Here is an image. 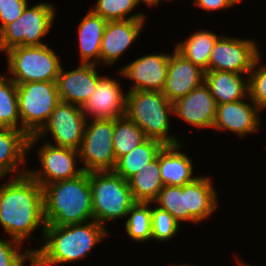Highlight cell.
<instances>
[{
  "label": "cell",
  "mask_w": 266,
  "mask_h": 266,
  "mask_svg": "<svg viewBox=\"0 0 266 266\" xmlns=\"http://www.w3.org/2000/svg\"><path fill=\"white\" fill-rule=\"evenodd\" d=\"M239 0H194L193 4L203 10L213 11L232 7Z\"/></svg>",
  "instance_id": "cell-37"
},
{
  "label": "cell",
  "mask_w": 266,
  "mask_h": 266,
  "mask_svg": "<svg viewBox=\"0 0 266 266\" xmlns=\"http://www.w3.org/2000/svg\"><path fill=\"white\" fill-rule=\"evenodd\" d=\"M183 143L165 145L159 153V166L163 185L183 186L193 182V164L186 153L179 149Z\"/></svg>",
  "instance_id": "cell-21"
},
{
  "label": "cell",
  "mask_w": 266,
  "mask_h": 266,
  "mask_svg": "<svg viewBox=\"0 0 266 266\" xmlns=\"http://www.w3.org/2000/svg\"><path fill=\"white\" fill-rule=\"evenodd\" d=\"M46 225L64 226L94 220L89 173L43 187Z\"/></svg>",
  "instance_id": "cell-3"
},
{
  "label": "cell",
  "mask_w": 266,
  "mask_h": 266,
  "mask_svg": "<svg viewBox=\"0 0 266 266\" xmlns=\"http://www.w3.org/2000/svg\"><path fill=\"white\" fill-rule=\"evenodd\" d=\"M95 220L64 226L46 225L43 246L33 250V266H51L78 261L108 236Z\"/></svg>",
  "instance_id": "cell-2"
},
{
  "label": "cell",
  "mask_w": 266,
  "mask_h": 266,
  "mask_svg": "<svg viewBox=\"0 0 266 266\" xmlns=\"http://www.w3.org/2000/svg\"><path fill=\"white\" fill-rule=\"evenodd\" d=\"M217 193L207 176L197 177L186 184V201L189 209V221L199 223L208 219L217 208Z\"/></svg>",
  "instance_id": "cell-23"
},
{
  "label": "cell",
  "mask_w": 266,
  "mask_h": 266,
  "mask_svg": "<svg viewBox=\"0 0 266 266\" xmlns=\"http://www.w3.org/2000/svg\"><path fill=\"white\" fill-rule=\"evenodd\" d=\"M152 202H136L128 211L126 232L136 242H145L152 238L151 205Z\"/></svg>",
  "instance_id": "cell-30"
},
{
  "label": "cell",
  "mask_w": 266,
  "mask_h": 266,
  "mask_svg": "<svg viewBox=\"0 0 266 266\" xmlns=\"http://www.w3.org/2000/svg\"><path fill=\"white\" fill-rule=\"evenodd\" d=\"M106 23L104 18L91 10L79 23L77 31L81 64H100L98 61H100L101 41Z\"/></svg>",
  "instance_id": "cell-24"
},
{
  "label": "cell",
  "mask_w": 266,
  "mask_h": 266,
  "mask_svg": "<svg viewBox=\"0 0 266 266\" xmlns=\"http://www.w3.org/2000/svg\"><path fill=\"white\" fill-rule=\"evenodd\" d=\"M216 109V100L205 82L173 102V115L197 128H213Z\"/></svg>",
  "instance_id": "cell-17"
},
{
  "label": "cell",
  "mask_w": 266,
  "mask_h": 266,
  "mask_svg": "<svg viewBox=\"0 0 266 266\" xmlns=\"http://www.w3.org/2000/svg\"><path fill=\"white\" fill-rule=\"evenodd\" d=\"M22 243L11 239H0V266H24L25 261H30V266H33V250L26 249L20 253Z\"/></svg>",
  "instance_id": "cell-35"
},
{
  "label": "cell",
  "mask_w": 266,
  "mask_h": 266,
  "mask_svg": "<svg viewBox=\"0 0 266 266\" xmlns=\"http://www.w3.org/2000/svg\"><path fill=\"white\" fill-rule=\"evenodd\" d=\"M260 58L261 55L255 60L249 73L248 87L249 97L260 110H263L266 109V65L259 63Z\"/></svg>",
  "instance_id": "cell-34"
},
{
  "label": "cell",
  "mask_w": 266,
  "mask_h": 266,
  "mask_svg": "<svg viewBox=\"0 0 266 266\" xmlns=\"http://www.w3.org/2000/svg\"><path fill=\"white\" fill-rule=\"evenodd\" d=\"M249 99V100H248ZM250 103L244 99L217 105L213 128L216 131L228 130L237 133L240 138L248 133H255L260 125V109L248 96Z\"/></svg>",
  "instance_id": "cell-18"
},
{
  "label": "cell",
  "mask_w": 266,
  "mask_h": 266,
  "mask_svg": "<svg viewBox=\"0 0 266 266\" xmlns=\"http://www.w3.org/2000/svg\"><path fill=\"white\" fill-rule=\"evenodd\" d=\"M21 131L36 135L48 122L60 102L56 82H28L16 85Z\"/></svg>",
  "instance_id": "cell-7"
},
{
  "label": "cell",
  "mask_w": 266,
  "mask_h": 266,
  "mask_svg": "<svg viewBox=\"0 0 266 266\" xmlns=\"http://www.w3.org/2000/svg\"><path fill=\"white\" fill-rule=\"evenodd\" d=\"M90 122H86L79 148L82 169L87 173L114 171L117 163L112 140L114 119H93Z\"/></svg>",
  "instance_id": "cell-9"
},
{
  "label": "cell",
  "mask_w": 266,
  "mask_h": 266,
  "mask_svg": "<svg viewBox=\"0 0 266 266\" xmlns=\"http://www.w3.org/2000/svg\"><path fill=\"white\" fill-rule=\"evenodd\" d=\"M220 36L206 30H199L191 34L188 39L176 44L175 49L205 72L215 42Z\"/></svg>",
  "instance_id": "cell-27"
},
{
  "label": "cell",
  "mask_w": 266,
  "mask_h": 266,
  "mask_svg": "<svg viewBox=\"0 0 266 266\" xmlns=\"http://www.w3.org/2000/svg\"><path fill=\"white\" fill-rule=\"evenodd\" d=\"M169 212L179 223L189 222V209L186 201V184L183 186L164 185L152 202Z\"/></svg>",
  "instance_id": "cell-31"
},
{
  "label": "cell",
  "mask_w": 266,
  "mask_h": 266,
  "mask_svg": "<svg viewBox=\"0 0 266 266\" xmlns=\"http://www.w3.org/2000/svg\"><path fill=\"white\" fill-rule=\"evenodd\" d=\"M41 170H30L27 173L43 188L47 184L75 178L84 171L76 168V160L80 159L79 150L58 147L51 143L41 145L39 151Z\"/></svg>",
  "instance_id": "cell-12"
},
{
  "label": "cell",
  "mask_w": 266,
  "mask_h": 266,
  "mask_svg": "<svg viewBox=\"0 0 266 266\" xmlns=\"http://www.w3.org/2000/svg\"><path fill=\"white\" fill-rule=\"evenodd\" d=\"M129 188L136 202H153L163 188L161 179L159 154L128 179Z\"/></svg>",
  "instance_id": "cell-25"
},
{
  "label": "cell",
  "mask_w": 266,
  "mask_h": 266,
  "mask_svg": "<svg viewBox=\"0 0 266 266\" xmlns=\"http://www.w3.org/2000/svg\"><path fill=\"white\" fill-rule=\"evenodd\" d=\"M126 98L127 94H123L120 82L102 76L95 91L81 109L87 120L88 116H93V119H116L125 115Z\"/></svg>",
  "instance_id": "cell-14"
},
{
  "label": "cell",
  "mask_w": 266,
  "mask_h": 266,
  "mask_svg": "<svg viewBox=\"0 0 266 266\" xmlns=\"http://www.w3.org/2000/svg\"><path fill=\"white\" fill-rule=\"evenodd\" d=\"M260 51L253 40L221 36L211 51L208 71L249 74Z\"/></svg>",
  "instance_id": "cell-11"
},
{
  "label": "cell",
  "mask_w": 266,
  "mask_h": 266,
  "mask_svg": "<svg viewBox=\"0 0 266 266\" xmlns=\"http://www.w3.org/2000/svg\"><path fill=\"white\" fill-rule=\"evenodd\" d=\"M237 263H239V264H238L239 266H251V265H249V264H244V263L241 262V261H240V262H237Z\"/></svg>",
  "instance_id": "cell-39"
},
{
  "label": "cell",
  "mask_w": 266,
  "mask_h": 266,
  "mask_svg": "<svg viewBox=\"0 0 266 266\" xmlns=\"http://www.w3.org/2000/svg\"><path fill=\"white\" fill-rule=\"evenodd\" d=\"M0 127L21 130L16 84L2 74H0Z\"/></svg>",
  "instance_id": "cell-29"
},
{
  "label": "cell",
  "mask_w": 266,
  "mask_h": 266,
  "mask_svg": "<svg viewBox=\"0 0 266 266\" xmlns=\"http://www.w3.org/2000/svg\"><path fill=\"white\" fill-rule=\"evenodd\" d=\"M145 20L107 21L100 48V62L114 64L137 40Z\"/></svg>",
  "instance_id": "cell-19"
},
{
  "label": "cell",
  "mask_w": 266,
  "mask_h": 266,
  "mask_svg": "<svg viewBox=\"0 0 266 266\" xmlns=\"http://www.w3.org/2000/svg\"><path fill=\"white\" fill-rule=\"evenodd\" d=\"M93 64H80L74 70L61 68L57 77V89L60 101L82 107L95 91L101 78Z\"/></svg>",
  "instance_id": "cell-16"
},
{
  "label": "cell",
  "mask_w": 266,
  "mask_h": 266,
  "mask_svg": "<svg viewBox=\"0 0 266 266\" xmlns=\"http://www.w3.org/2000/svg\"><path fill=\"white\" fill-rule=\"evenodd\" d=\"M137 6V0H97L91 11L106 21L146 20L140 12L126 18Z\"/></svg>",
  "instance_id": "cell-32"
},
{
  "label": "cell",
  "mask_w": 266,
  "mask_h": 266,
  "mask_svg": "<svg viewBox=\"0 0 266 266\" xmlns=\"http://www.w3.org/2000/svg\"><path fill=\"white\" fill-rule=\"evenodd\" d=\"M165 146L159 140L148 138L142 144L136 146L131 152L117 160L114 172L125 180L140 171L146 164L155 160Z\"/></svg>",
  "instance_id": "cell-26"
},
{
  "label": "cell",
  "mask_w": 266,
  "mask_h": 266,
  "mask_svg": "<svg viewBox=\"0 0 266 266\" xmlns=\"http://www.w3.org/2000/svg\"><path fill=\"white\" fill-rule=\"evenodd\" d=\"M86 122H89L80 106L60 101L52 111L48 122L28 139V150L39 142L42 136L52 134L55 145L79 150L84 136ZM46 133V134H45Z\"/></svg>",
  "instance_id": "cell-10"
},
{
  "label": "cell",
  "mask_w": 266,
  "mask_h": 266,
  "mask_svg": "<svg viewBox=\"0 0 266 266\" xmlns=\"http://www.w3.org/2000/svg\"><path fill=\"white\" fill-rule=\"evenodd\" d=\"M171 266H191V265H189V264H183V265L180 264V265H176V264H175V265H171Z\"/></svg>",
  "instance_id": "cell-40"
},
{
  "label": "cell",
  "mask_w": 266,
  "mask_h": 266,
  "mask_svg": "<svg viewBox=\"0 0 266 266\" xmlns=\"http://www.w3.org/2000/svg\"><path fill=\"white\" fill-rule=\"evenodd\" d=\"M173 115V103L162 92L128 91L125 115L138 125L148 138L165 145L180 144L176 136L168 135L169 114Z\"/></svg>",
  "instance_id": "cell-4"
},
{
  "label": "cell",
  "mask_w": 266,
  "mask_h": 266,
  "mask_svg": "<svg viewBox=\"0 0 266 266\" xmlns=\"http://www.w3.org/2000/svg\"><path fill=\"white\" fill-rule=\"evenodd\" d=\"M92 192L94 220L104 226V222L127 216L136 203L128 180L114 171L89 172Z\"/></svg>",
  "instance_id": "cell-5"
},
{
  "label": "cell",
  "mask_w": 266,
  "mask_h": 266,
  "mask_svg": "<svg viewBox=\"0 0 266 266\" xmlns=\"http://www.w3.org/2000/svg\"><path fill=\"white\" fill-rule=\"evenodd\" d=\"M28 139L24 131L0 127V179L11 173H16V177L27 174L28 170H19L18 166L25 163V157L30 152Z\"/></svg>",
  "instance_id": "cell-20"
},
{
  "label": "cell",
  "mask_w": 266,
  "mask_h": 266,
  "mask_svg": "<svg viewBox=\"0 0 266 266\" xmlns=\"http://www.w3.org/2000/svg\"><path fill=\"white\" fill-rule=\"evenodd\" d=\"M29 6L21 17L0 31V52L16 46L45 45L41 39L50 32L56 8L47 2Z\"/></svg>",
  "instance_id": "cell-8"
},
{
  "label": "cell",
  "mask_w": 266,
  "mask_h": 266,
  "mask_svg": "<svg viewBox=\"0 0 266 266\" xmlns=\"http://www.w3.org/2000/svg\"><path fill=\"white\" fill-rule=\"evenodd\" d=\"M204 81L205 71L174 49V53L169 55L163 95L173 103L199 87Z\"/></svg>",
  "instance_id": "cell-15"
},
{
  "label": "cell",
  "mask_w": 266,
  "mask_h": 266,
  "mask_svg": "<svg viewBox=\"0 0 266 266\" xmlns=\"http://www.w3.org/2000/svg\"><path fill=\"white\" fill-rule=\"evenodd\" d=\"M180 223L166 210L158 206L151 209L152 238L167 241L177 234Z\"/></svg>",
  "instance_id": "cell-33"
},
{
  "label": "cell",
  "mask_w": 266,
  "mask_h": 266,
  "mask_svg": "<svg viewBox=\"0 0 266 266\" xmlns=\"http://www.w3.org/2000/svg\"><path fill=\"white\" fill-rule=\"evenodd\" d=\"M9 77L16 85L28 82H56L62 65L47 44L16 46L5 52Z\"/></svg>",
  "instance_id": "cell-6"
},
{
  "label": "cell",
  "mask_w": 266,
  "mask_h": 266,
  "mask_svg": "<svg viewBox=\"0 0 266 266\" xmlns=\"http://www.w3.org/2000/svg\"><path fill=\"white\" fill-rule=\"evenodd\" d=\"M170 54H149L139 57L119 69V74L133 80L129 91L162 92L169 64Z\"/></svg>",
  "instance_id": "cell-13"
},
{
  "label": "cell",
  "mask_w": 266,
  "mask_h": 266,
  "mask_svg": "<svg viewBox=\"0 0 266 266\" xmlns=\"http://www.w3.org/2000/svg\"><path fill=\"white\" fill-rule=\"evenodd\" d=\"M28 0H0V31L22 16Z\"/></svg>",
  "instance_id": "cell-36"
},
{
  "label": "cell",
  "mask_w": 266,
  "mask_h": 266,
  "mask_svg": "<svg viewBox=\"0 0 266 266\" xmlns=\"http://www.w3.org/2000/svg\"><path fill=\"white\" fill-rule=\"evenodd\" d=\"M243 74L227 71H206L205 84L216 100L217 105L231 103L248 98V77L243 80Z\"/></svg>",
  "instance_id": "cell-22"
},
{
  "label": "cell",
  "mask_w": 266,
  "mask_h": 266,
  "mask_svg": "<svg viewBox=\"0 0 266 266\" xmlns=\"http://www.w3.org/2000/svg\"><path fill=\"white\" fill-rule=\"evenodd\" d=\"M144 2L147 6H152L153 7V5L154 6H156L157 4H159L160 3V1L161 0H137V2H138V5H139V3L140 2Z\"/></svg>",
  "instance_id": "cell-38"
},
{
  "label": "cell",
  "mask_w": 266,
  "mask_h": 266,
  "mask_svg": "<svg viewBox=\"0 0 266 266\" xmlns=\"http://www.w3.org/2000/svg\"><path fill=\"white\" fill-rule=\"evenodd\" d=\"M0 225L11 239L23 244L42 226L45 230L43 188L28 173L0 186Z\"/></svg>",
  "instance_id": "cell-1"
},
{
  "label": "cell",
  "mask_w": 266,
  "mask_h": 266,
  "mask_svg": "<svg viewBox=\"0 0 266 266\" xmlns=\"http://www.w3.org/2000/svg\"><path fill=\"white\" fill-rule=\"evenodd\" d=\"M148 139L143 130L126 115L114 119L113 147L116 161Z\"/></svg>",
  "instance_id": "cell-28"
}]
</instances>
